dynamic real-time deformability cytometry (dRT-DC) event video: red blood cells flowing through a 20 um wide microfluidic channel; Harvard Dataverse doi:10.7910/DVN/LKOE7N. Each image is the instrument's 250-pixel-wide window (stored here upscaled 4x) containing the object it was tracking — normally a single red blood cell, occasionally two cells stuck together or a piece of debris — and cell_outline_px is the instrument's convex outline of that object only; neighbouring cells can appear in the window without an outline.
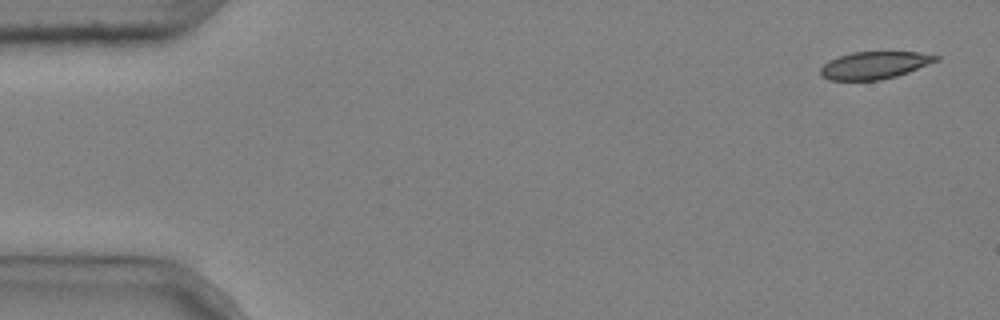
{"species": "common noctule bat (a hibernating species)", "species_latin": "Nyctalus noctula", "temperature_condition": "cold", "stored_images_in_passage": 5, "camera_frame_rate_fps": 3000, "um_per_image_px": 0.085, "animal": {"sex": "male", "body_mass_g": 20.4}, "frame": {"image": 1, "passage_image": 1, "time_ms": 0.0, "image_size_px": [1000, 320], "cell_outline_px": [[940, 60], [908, 72], [896, 76], [880, 80], [828, 80], [820, 76], [820, 68], [824, 64], [840, 56], [852, 52], [920, 52], [940, 56]], "centroid_in_image_um": [74.35, 5.55], "position_along_channel_um": 10.7, "area_um2": 18.38}}
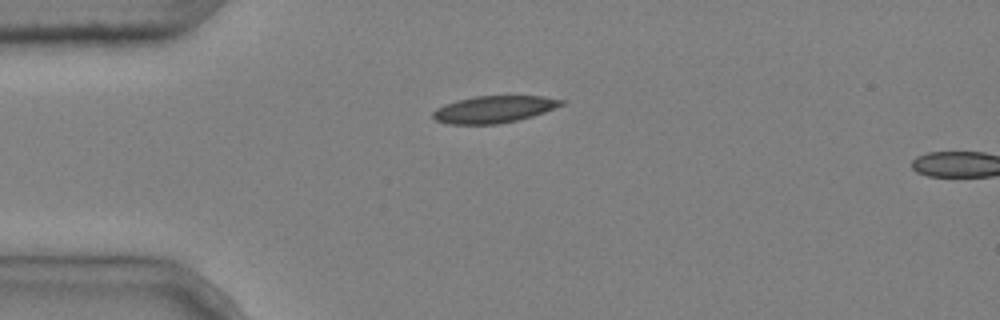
{"frame": {"image": 2, "passage_image": 4, "time_ms": 1.0, "image_size_px": [1000, 320], "cell_outline_px": [[564, 104], [544, 112], [532, 116], [516, 120], [496, 124], [448, 124], [436, 120], [432, 116], [432, 112], [436, 108], [444, 104], [456, 100], [472, 96], [544, 96], [564, 100]], "centroid_in_image_um": [41.95, 9.28], "position_along_channel_um": 43.1, "area_um2": 20.17}}